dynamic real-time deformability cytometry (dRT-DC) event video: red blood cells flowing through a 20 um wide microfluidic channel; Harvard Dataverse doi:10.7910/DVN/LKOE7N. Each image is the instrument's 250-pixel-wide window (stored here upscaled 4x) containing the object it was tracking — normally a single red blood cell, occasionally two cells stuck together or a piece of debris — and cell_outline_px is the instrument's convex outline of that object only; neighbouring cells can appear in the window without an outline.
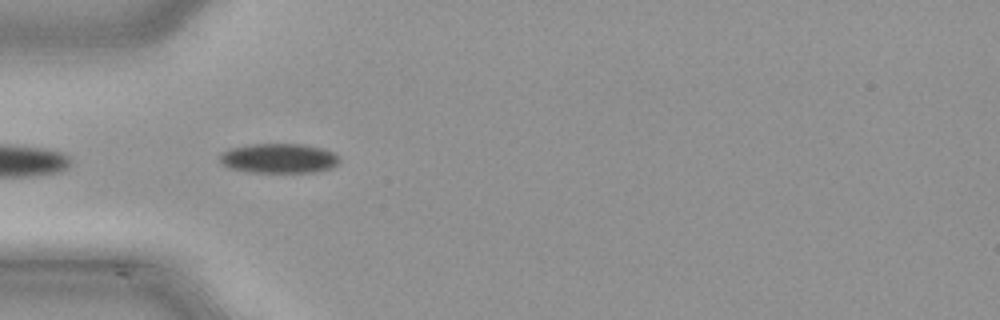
{"species": "common noctule bat (a hibernating species)", "species_latin": "Nyctalus noctula", "temperature_condition": "cold", "stored_images_in_passage": 5, "camera_frame_rate_fps": 3000, "um_per_image_px": 0.085, "animal": {"sex": "male", "body_mass_g": 21.5, "forearm_length_mm": 52.0}, "frame": {"image": 1, "passage_image": 2, "time_ms": 0.333, "image_size_px": [1000, 320], "cell_outline_px": [[340, 160], [332, 168], [312, 172], [248, 172], [228, 168], [220, 164], [220, 152], [228, 148], [252, 144], [300, 144], [324, 148], [340, 156]], "centroid_in_image_um": [23.66, 13.45], "position_along_channel_um": 61.3, "area_um2": 20.92}}